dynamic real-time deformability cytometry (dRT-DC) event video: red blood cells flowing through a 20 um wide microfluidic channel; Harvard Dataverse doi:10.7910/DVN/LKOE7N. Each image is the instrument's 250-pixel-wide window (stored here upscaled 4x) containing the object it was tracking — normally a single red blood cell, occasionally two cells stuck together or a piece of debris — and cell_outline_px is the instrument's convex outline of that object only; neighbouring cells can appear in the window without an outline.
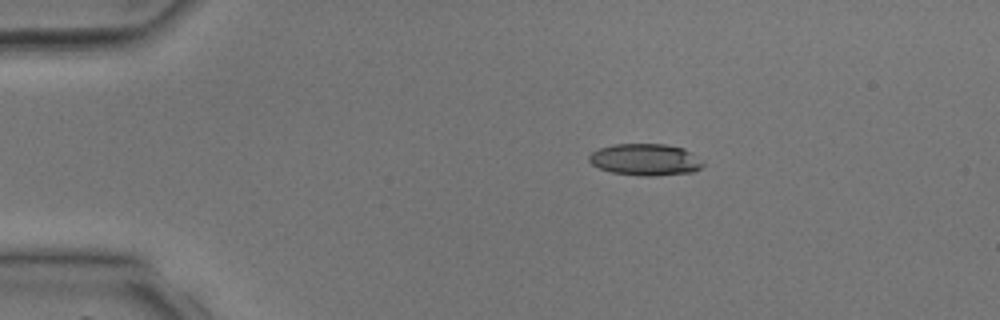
{"species": "common noctule bat (a hibernating species)", "species_latin": "Nyctalus noctula", "temperature_condition": "room temperature", "stored_images_in_passage": 34, "camera_frame_rate_fps": 3000, "um_per_image_px": 0.085, "animal": {"sex": "male", "body_mass_g": 17.9, "forearm_length_mm": 54.2}, "frame": {"image": 1, "passage_image": 1, "time_ms": 0.0, "image_size_px": [1000, 320], "cell_outline_px": [[704, 164], [700, 168], [692, 172], [656, 176], [640, 176], [612, 172], [600, 168], [592, 164], [588, 160], [588, 156], [592, 152], [600, 148], [616, 144], [664, 144], [684, 148], [704, 160]], "centroid_in_image_um": [54.88, 13.57], "position_along_channel_um": 30.1, "area_um2": 21.15}}
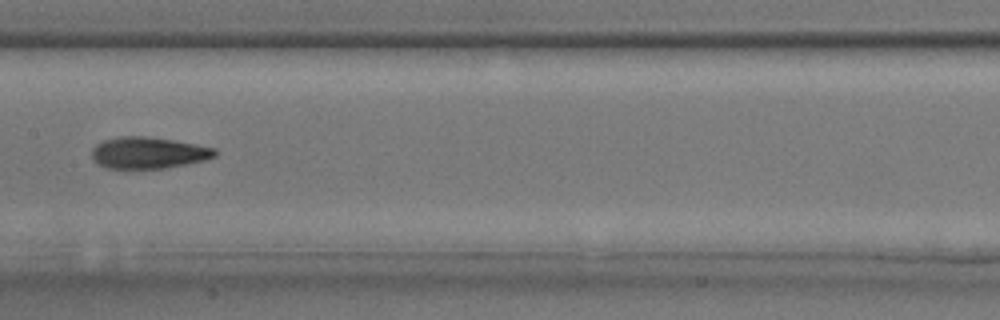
{"frame": {"image": 2, "passage_image": 14, "time_ms": 4.333, "image_size_px": [1000, 320], "cell_outline_px": [[220, 152], [216, 156], [204, 160], [164, 168], [104, 168], [92, 160], [92, 148], [96, 144], [104, 140], [120, 136], [144, 136], [176, 140], [216, 148]], "centroid_in_image_um": [12.61, 12.98], "position_along_channel_um": 194.8, "area_um2": 22.77}}
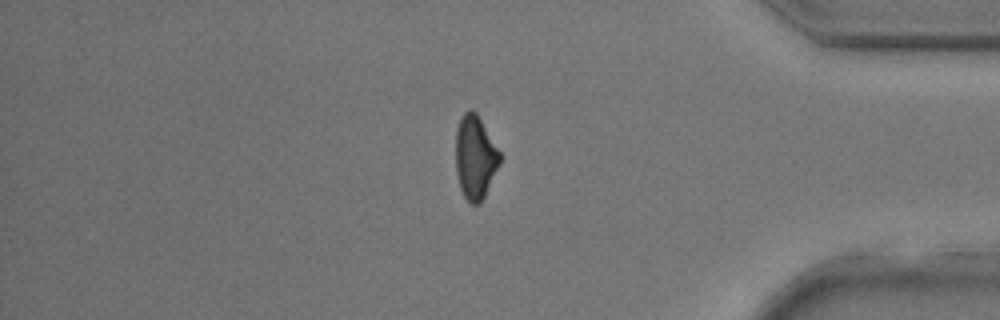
{"frame": {"image": 3, "passage_image": 27, "time_ms": 8.667, "image_size_px": [1000, 320], "cell_outline_px": [[500, 164], [480, 204], [472, 204], [464, 196], [460, 188], [456, 172], [456, 128], [464, 112], [468, 108], [472, 108], [476, 112], [500, 152]], "centroid_in_image_um": [40.38, 13.35], "position_along_channel_um": 394.8, "area_um2": 21.39}}